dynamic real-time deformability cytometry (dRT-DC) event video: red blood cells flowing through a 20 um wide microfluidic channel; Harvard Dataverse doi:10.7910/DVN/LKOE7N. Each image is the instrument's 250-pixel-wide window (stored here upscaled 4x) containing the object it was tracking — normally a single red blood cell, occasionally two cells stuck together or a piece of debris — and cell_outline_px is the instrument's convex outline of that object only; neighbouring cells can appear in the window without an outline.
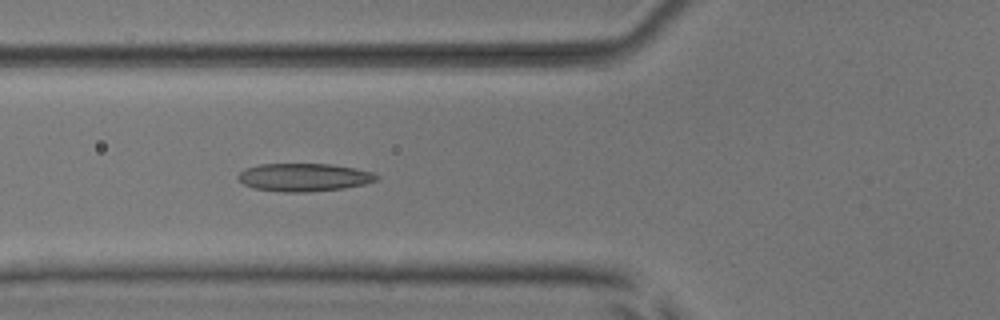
{"species": "common noctule bat (a hibernating species)", "species_latin": "Nyctalus noctula", "temperature_condition": "room temperature", "stored_images_in_passage": 5, "camera_frame_rate_fps": 3000, "um_per_image_px": 0.085, "animal": {"sex": "male", "body_mass_g": 17.9, "forearm_length_mm": 54.2}, "frame": {"image": 1, "passage_image": 5, "time_ms": 4.667, "image_size_px": [1000, 320], "cell_outline_px": [[380, 176], [376, 180], [364, 184], [344, 188], [304, 192], [284, 192], [256, 188], [244, 184], [236, 176], [244, 168], [260, 164], [332, 164], [356, 168], [372, 172]], "centroid_in_image_um": [25.84, 15.06], "position_along_channel_um": 100.0, "area_um2": 22.48}}